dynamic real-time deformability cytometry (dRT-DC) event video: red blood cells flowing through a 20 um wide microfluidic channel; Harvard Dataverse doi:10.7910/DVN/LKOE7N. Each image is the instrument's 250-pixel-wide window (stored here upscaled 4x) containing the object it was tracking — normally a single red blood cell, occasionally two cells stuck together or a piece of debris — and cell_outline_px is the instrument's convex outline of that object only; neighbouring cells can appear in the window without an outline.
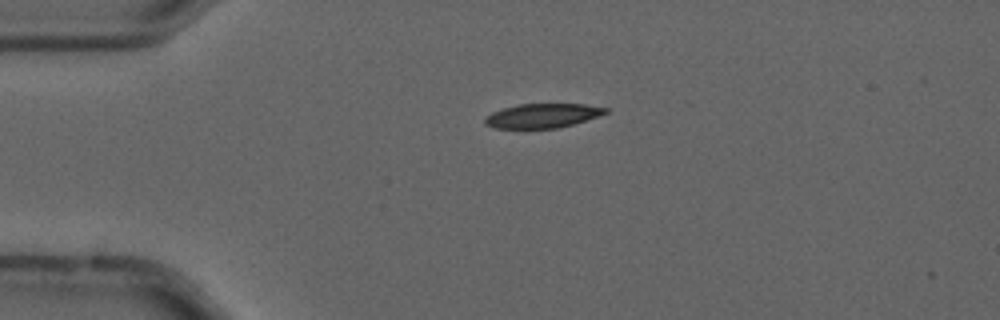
{"species": "common noctule bat (a hibernating species)", "species_latin": "Nyctalus noctula", "temperature_condition": "cold", "stored_images_in_passage": 4, "camera_frame_rate_fps": 3000, "um_per_image_px": 0.085, "animal": {"sex": "male", "forearm_length_mm": 52.5}, "frame": {"image": 1, "passage_image": 3, "time_ms": 0.667, "image_size_px": [1000, 320], "cell_outline_px": [[608, 112], [572, 124], [556, 128], [496, 128], [484, 124], [484, 120], [492, 112], [516, 104], [584, 104], [608, 108]], "centroid_in_image_um": [46.08, 9.83], "position_along_channel_um": 38.9, "area_um2": 16.76}}